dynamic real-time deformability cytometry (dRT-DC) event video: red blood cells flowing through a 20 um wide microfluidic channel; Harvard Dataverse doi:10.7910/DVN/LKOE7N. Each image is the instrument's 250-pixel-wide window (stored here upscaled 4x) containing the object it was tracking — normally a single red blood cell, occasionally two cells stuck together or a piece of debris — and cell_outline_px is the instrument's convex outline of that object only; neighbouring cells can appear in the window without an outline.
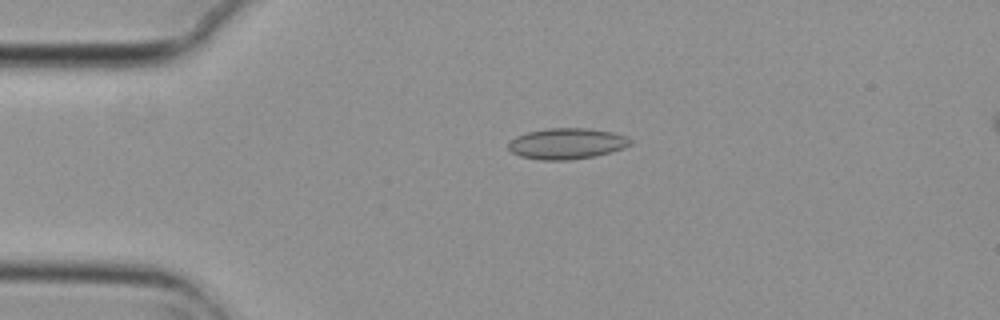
{"species": "common noctule bat (a hibernating species)", "species_latin": "Nyctalus noctula", "temperature_condition": "cold", "stored_images_in_passage": 4, "camera_frame_rate_fps": 3000, "um_per_image_px": 0.085, "animal": {"sex": "female", "body_mass_g": 29.2, "forearm_length_mm": 56.3}, "frame": {"image": 1, "passage_image": 2, "time_ms": 0.333, "image_size_px": [1000, 320], "cell_outline_px": [[632, 144], [624, 148], [596, 156], [568, 160], [540, 160], [520, 156], [512, 152], [508, 148], [508, 144], [516, 136], [528, 132], [548, 128], [588, 128], [612, 132], [624, 136], [632, 140]], "centroid_in_image_um": [48.19, 12.21], "position_along_channel_um": 36.8, "area_um2": 21.96}}